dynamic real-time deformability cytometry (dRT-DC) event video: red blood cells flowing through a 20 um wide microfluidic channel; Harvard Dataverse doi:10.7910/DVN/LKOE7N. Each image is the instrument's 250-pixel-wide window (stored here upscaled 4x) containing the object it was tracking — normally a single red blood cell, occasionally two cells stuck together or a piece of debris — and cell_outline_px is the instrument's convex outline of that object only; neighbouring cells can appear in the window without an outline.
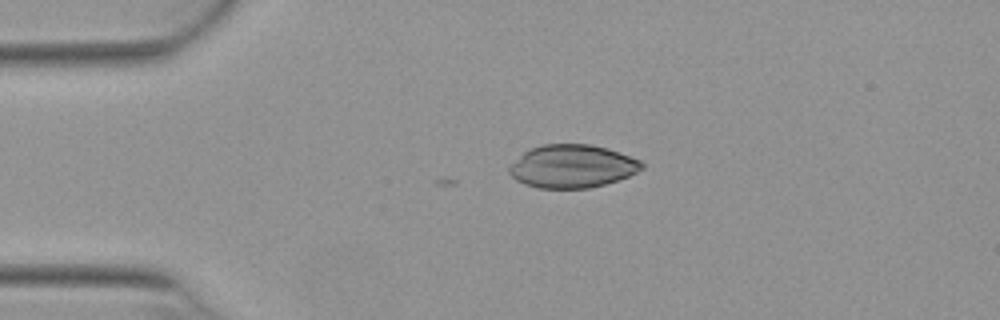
{"species": "Egyptian fruit bat (a non-hibernating species)", "species_latin": "Rousettus aegyptiacus", "temperature_condition": "warm", "stored_images_in_passage": 2, "camera_frame_rate_fps": 3000, "um_per_image_px": 0.085, "animal": {"sex": "female"}, "frame": {"image": 1, "passage_image": 2, "time_ms": 0.333, "image_size_px": [1000, 320], "cell_outline_px": [[644, 168], [628, 176], [604, 184], [588, 188], [540, 188], [524, 184], [516, 180], [508, 172], [508, 168], [524, 152], [532, 148], [544, 144], [592, 144], [608, 148], [640, 160], [644, 164]], "centroid_in_image_um": [48.65, 14.13], "position_along_channel_um": 36.4, "area_um2": 33.06}}